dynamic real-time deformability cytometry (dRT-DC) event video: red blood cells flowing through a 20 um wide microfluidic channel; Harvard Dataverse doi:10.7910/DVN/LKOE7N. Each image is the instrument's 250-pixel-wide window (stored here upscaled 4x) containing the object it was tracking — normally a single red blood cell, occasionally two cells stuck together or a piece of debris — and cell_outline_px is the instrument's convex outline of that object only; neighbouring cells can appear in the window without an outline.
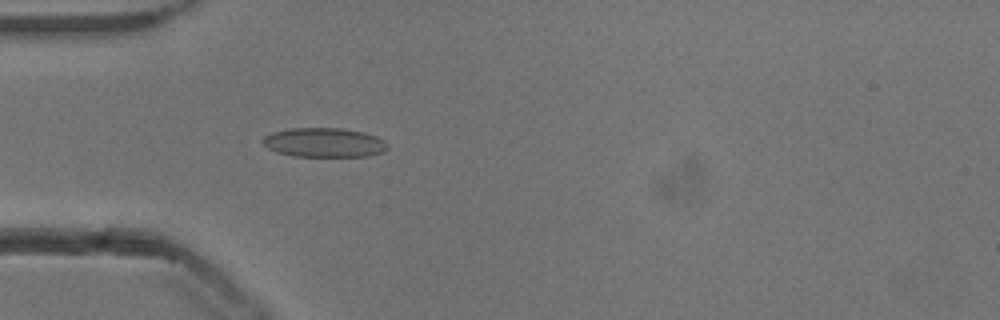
{"species": "common noctule bat (a hibernating species)", "species_latin": "Nyctalus noctula", "temperature_condition": "cold", "stored_images_in_passage": 53, "camera_frame_rate_fps": 3000, "um_per_image_px": 0.085, "animal": {"sex": "male", "body_mass_g": 13.3}, "frame": {"image": 1, "passage_image": 16, "time_ms": 5.0, "image_size_px": [1000, 320], "cell_outline_px": [[388, 148], [384, 152], [368, 156], [292, 156], [276, 152], [260, 144], [260, 140], [264, 136], [272, 132], [292, 128], [344, 128], [364, 132], [376, 136], [384, 140], [388, 144]], "centroid_in_image_um": [27.53, 12.11], "position_along_channel_um": 57.5, "area_um2": 21.62}}
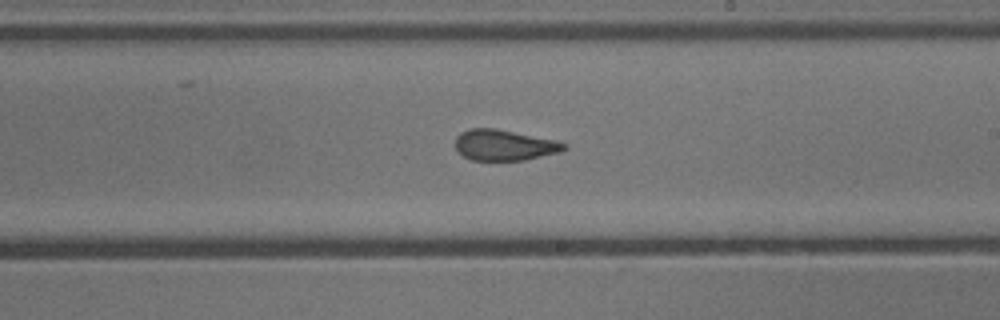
{"frame": {"image": 2, "passage_image": 31, "time_ms": 10.0, "image_size_px": [1000, 320], "cell_outline_px": [[568, 148], [560, 152], [524, 160], [472, 160], [464, 156], [456, 148], [456, 136], [460, 132], [468, 128], [496, 128], [556, 140], [568, 144]], "centroid_in_image_um": [42.88, 12.32], "position_along_channel_um": 246.1, "area_um2": 19.59}}
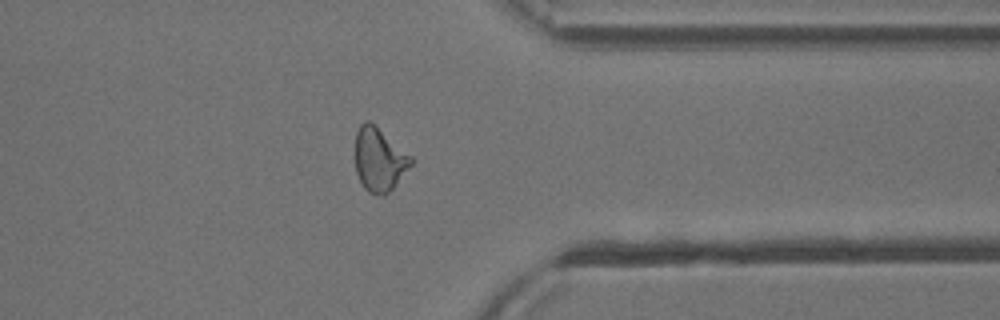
{"frame": {"image": 3, "passage_image": 42, "time_ms": 13.667, "image_size_px": [1000, 320], "cell_outline_px": [[416, 160], [392, 188], [384, 196], [376, 196], [368, 192], [364, 188], [356, 172], [356, 132], [360, 124], [364, 120], [368, 120], [412, 156]], "centroid_in_image_um": [32.24, 13.58], "position_along_channel_um": 379.2, "area_um2": 20.58}, "authors_computed_cell_mechanics": {"area_um2": 20.6346, "velocity_mm_per_s": 3.8518, "shape_relaxation_time_tau1_ms": null, "shape_relaxation_time_tau2_ms": 1.7676, "deformation_change_tau1": null, "deformation_change_tau2": 0.0754}}